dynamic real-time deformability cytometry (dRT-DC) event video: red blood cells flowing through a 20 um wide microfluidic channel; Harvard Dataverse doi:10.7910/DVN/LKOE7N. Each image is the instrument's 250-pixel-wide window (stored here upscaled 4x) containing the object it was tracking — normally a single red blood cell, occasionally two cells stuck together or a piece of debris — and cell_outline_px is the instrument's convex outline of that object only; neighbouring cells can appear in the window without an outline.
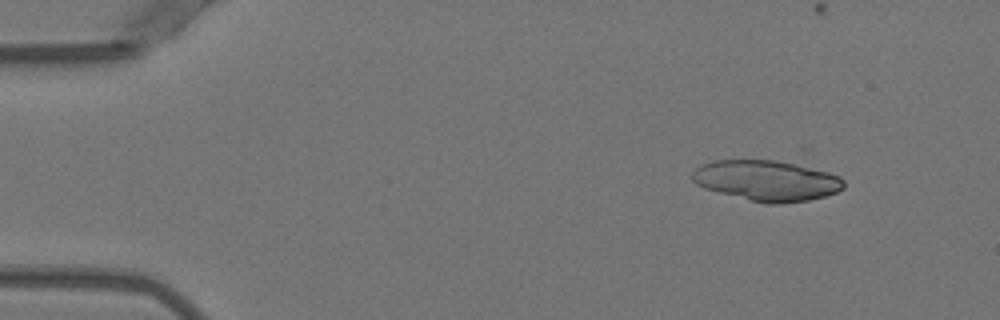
{"species": "Egyptian fruit bat (a non-hibernating species)", "species_latin": "Rousettus aegyptiacus", "temperature_condition": "warm", "stored_images_in_passage": 41, "segment_of_instrument_passage": [1, 2], "camera_frame_rate_fps": 3000, "um_per_image_px": 0.085, "animal": {"sex": "female"}, "frame": {"image": 1, "passage_image": 6, "time_ms": 1.667, "image_size_px": [1000, 320], "cell_outline_px": [[844, 188], [836, 192], [824, 196], [808, 200], [780, 204], [768, 204], [704, 188], [696, 184], [692, 180], [692, 172], [700, 164], [712, 160], [776, 160], [828, 172], [840, 176], [844, 180]], "centroid_in_image_um": [65.15, 15.34], "position_along_channel_um": 19.8, "area_um2": 35.55}}